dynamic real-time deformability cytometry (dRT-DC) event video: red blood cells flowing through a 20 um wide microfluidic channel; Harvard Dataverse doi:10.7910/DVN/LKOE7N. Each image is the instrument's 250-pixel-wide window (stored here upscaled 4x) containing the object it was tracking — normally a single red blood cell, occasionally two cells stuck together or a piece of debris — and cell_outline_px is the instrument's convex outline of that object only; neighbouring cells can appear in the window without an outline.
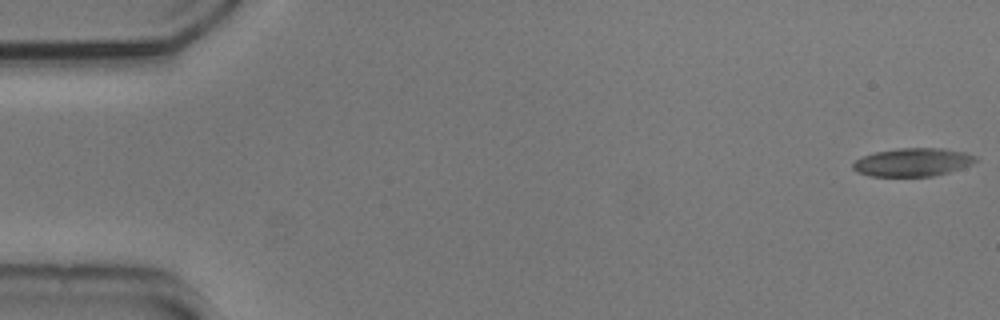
{"species": "common noctule bat (a hibernating species)", "species_latin": "Nyctalus noctula", "temperature_condition": "cold", "stored_images_in_passage": 55, "camera_frame_rate_fps": 3000, "um_per_image_px": 0.085, "animal": {"sex": "male", "body_mass_g": 20.5, "forearm_length_mm": 52.5}, "frame": {"image": 1, "passage_image": 1, "time_ms": 0.0, "image_size_px": [1000, 320], "cell_outline_px": [[976, 160], [972, 164], [948, 172], [932, 176], [872, 176], [856, 172], [852, 168], [852, 164], [856, 160], [864, 156], [876, 152], [896, 148], [944, 148], [964, 152], [976, 156]], "centroid_in_image_um": [77.57, 13.78], "position_along_channel_um": 7.4, "area_um2": 20.06}}
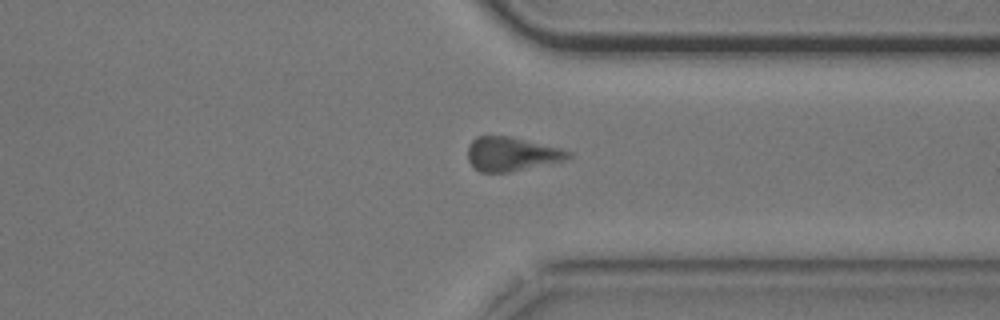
{"frame": {"image": 2, "passage_image": 42, "time_ms": 13.667, "image_size_px": [1000, 320], "cell_outline_px": [[572, 156], [568, 160], [508, 172], [480, 172], [472, 168], [468, 160], [468, 144], [476, 136], [512, 136], [564, 148], [572, 152]], "centroid_in_image_um": [43.52, 13.08], "position_along_channel_um": 367.9, "area_um2": 20.4}}
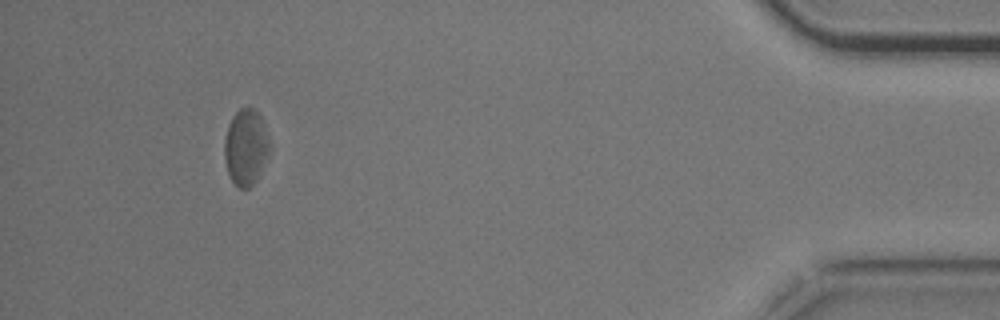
{"frame": {"image": 3, "passage_image": 51, "time_ms": 16.667, "image_size_px": [1000, 320], "cell_outline_px": [[268, 156], [256, 180], [248, 188], [240, 188], [232, 180], [228, 172], [224, 160], [224, 140], [228, 124], [232, 116], [240, 108], [256, 108], [260, 116], [268, 136]], "centroid_in_image_um": [20.87, 12.49], "position_along_channel_um": 414.3, "area_um2": 19.83}, "authors_computed_cell_mechanics": {"area_um2": 20.519, "velocity_mm_per_s": 3.6469, "shape_relaxation_time_tau1_ms": 4.2898, "shape_relaxation_time_tau2_ms": null, "deformation_change_tau1": 0.1202, "deformation_change_tau2": null}}